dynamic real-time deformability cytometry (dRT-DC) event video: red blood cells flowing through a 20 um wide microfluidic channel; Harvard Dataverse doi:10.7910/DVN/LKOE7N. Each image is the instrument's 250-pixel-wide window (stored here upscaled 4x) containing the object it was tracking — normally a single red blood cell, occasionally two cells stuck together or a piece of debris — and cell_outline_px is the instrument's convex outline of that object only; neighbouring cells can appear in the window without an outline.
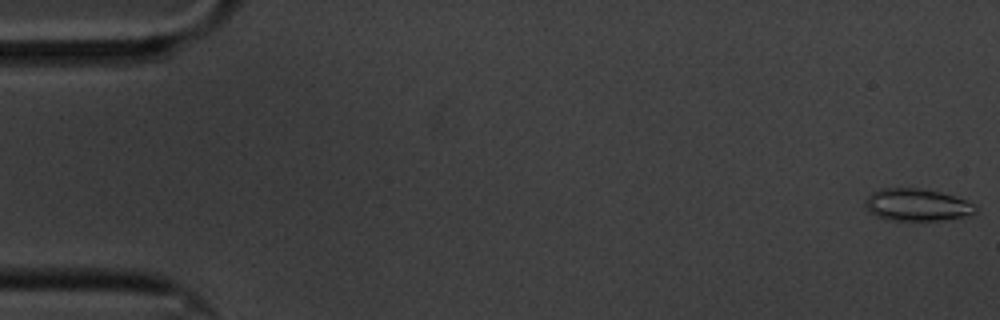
{"species": "common noctule bat (a hibernating species)", "species_latin": "Nyctalus noctula", "temperature_condition": "cold", "stored_images_in_passage": 61, "segment_of_instrument_passage": [1, 2], "camera_frame_rate_fps": 3000, "um_per_image_px": 0.085, "animal": {"sex": "male", "body_mass_g": 20.1, "forearm_length_mm": 53.5}, "frame": {"image": 1, "passage_image": 1, "time_ms": 0.0, "image_size_px": [1000, 320], "cell_outline_px": [[976, 212], [964, 216], [940, 220], [888, 220], [876, 216], [868, 212], [864, 204], [868, 196], [872, 192], [880, 188], [920, 188], [940, 192], [964, 200], [972, 204], [976, 208]], "centroid_in_image_um": [77.86, 17.41], "position_along_channel_um": 7.1, "area_um2": 20.52}}
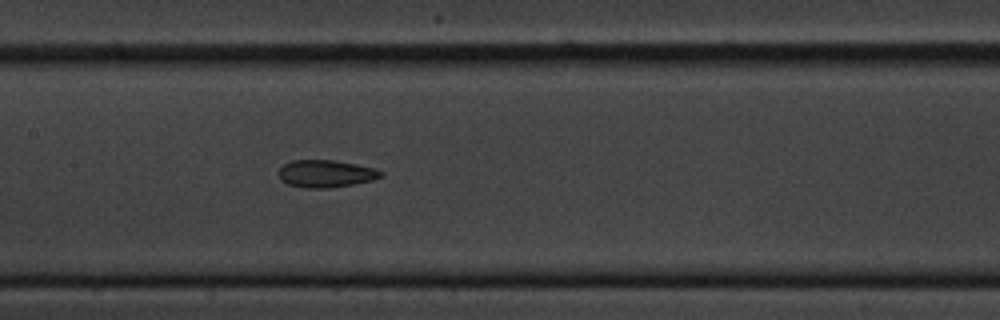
{"frame": {"image": 2, "passage_image": 29, "time_ms": 9.333, "image_size_px": [1000, 320], "cell_outline_px": [[384, 176], [372, 180], [352, 184], [328, 188], [304, 188], [288, 184], [280, 180], [276, 172], [284, 164], [292, 160], [332, 160], [372, 168], [384, 172]], "centroid_in_image_um": [27.63, 14.77], "position_along_channel_um": 179.8, "area_um2": 16.24}}
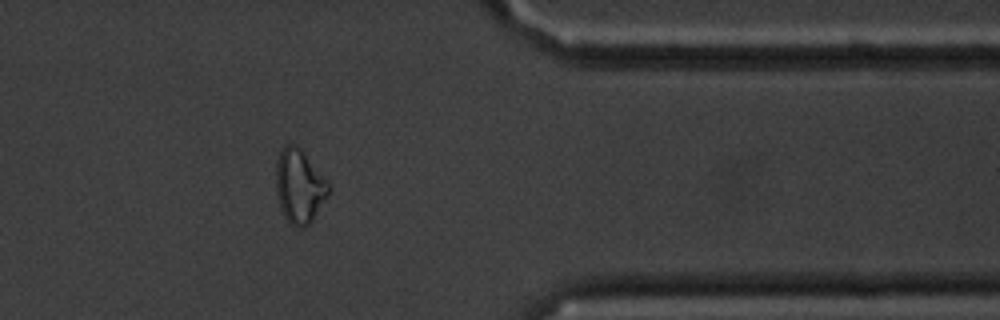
{"frame": {"image": 3, "passage_image": 49, "time_ms": 16.0, "image_size_px": [1000, 320], "cell_outline_px": [[328, 196], [312, 220], [304, 228], [296, 228], [284, 216], [280, 208], [276, 192], [276, 164], [280, 152], [288, 144], [292, 144], [300, 148], [328, 184]], "centroid_in_image_um": [25.41, 15.87], "position_along_channel_um": 386.0, "area_um2": 22.02}}